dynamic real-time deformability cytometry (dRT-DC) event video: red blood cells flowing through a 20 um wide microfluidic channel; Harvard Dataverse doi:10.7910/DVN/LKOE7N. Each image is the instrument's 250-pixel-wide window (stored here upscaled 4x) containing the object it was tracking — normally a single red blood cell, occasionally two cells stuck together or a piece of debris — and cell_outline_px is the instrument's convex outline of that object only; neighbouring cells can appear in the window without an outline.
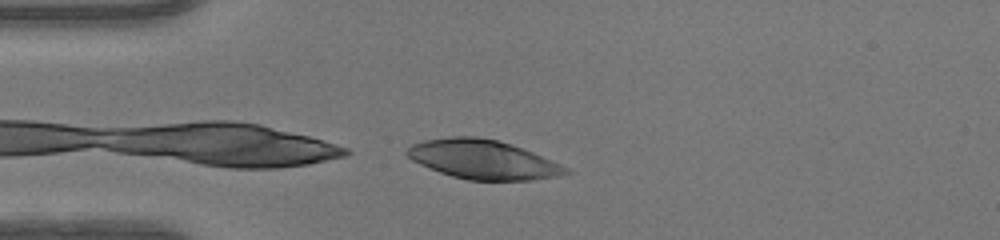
{"species": "human", "species_latin": "Homo sapiens", "temperature_condition": "warm", "stored_images_in_passage": 8, "camera_frame_rate_fps": 3000, "um_per_image_px": 0.085, "donor": {"sex": "female"}, "frame": {"image": 1, "passage_image": 8, "time_ms": 2.333, "image_size_px": [1000, 240], "cell_outline_px": [[572, 172], [560, 176], [532, 180], [468, 180], [452, 176], [440, 172], [420, 164], [412, 160], [404, 152], [412, 144], [424, 140], [448, 136], [476, 136], [496, 140], [512, 144], [532, 152], [560, 164], [568, 168]], "centroid_in_image_um": [41.04, 13.55], "position_along_channel_um": 44.0, "area_um2": 36.13}}